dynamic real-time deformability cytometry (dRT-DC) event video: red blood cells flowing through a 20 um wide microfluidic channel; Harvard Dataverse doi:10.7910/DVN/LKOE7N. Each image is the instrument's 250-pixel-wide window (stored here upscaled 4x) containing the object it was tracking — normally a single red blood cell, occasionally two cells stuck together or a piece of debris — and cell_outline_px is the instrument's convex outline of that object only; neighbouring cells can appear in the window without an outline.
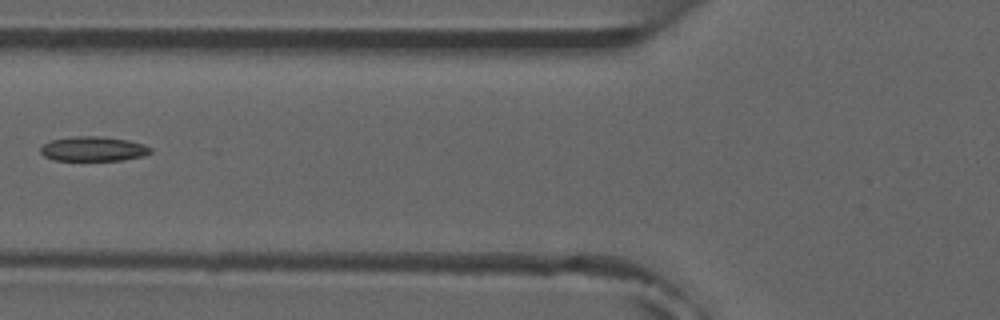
{"species": "common noctule bat (a hibernating species)", "species_latin": "Nyctalus noctula", "temperature_condition": "room temperature", "stored_images_in_passage": 7, "camera_frame_rate_fps": 3000, "um_per_image_px": 0.085, "animal": {"sex": "male", "forearm_length_mm": 52.5}, "frame": {"image": 1, "passage_image": 6, "time_ms": 5.667, "image_size_px": [1000, 320], "cell_outline_px": [[152, 152], [144, 156], [120, 160], [52, 160], [44, 156], [40, 152], [40, 148], [48, 140], [76, 136], [104, 136], [128, 140], [144, 144], [152, 148]], "centroid_in_image_um": [7.93, 12.64], "position_along_channel_um": 117.9, "area_um2": 15.95}}
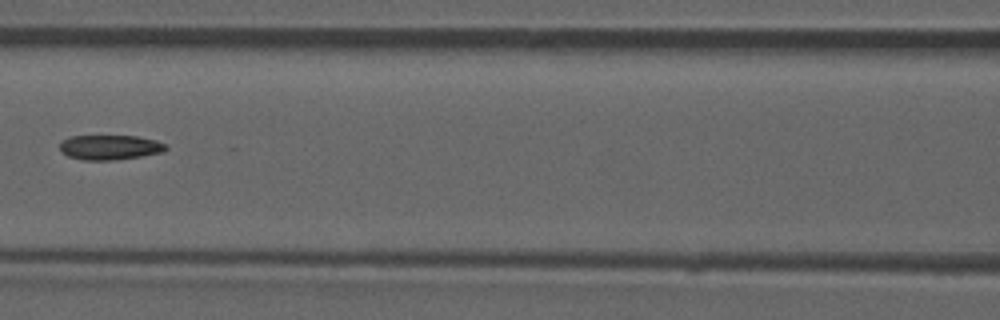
{"frame": {"image": 2, "passage_image": 7, "time_ms": 6.667, "image_size_px": [1000, 320], "cell_outline_px": [[168, 148], [164, 152], [116, 160], [84, 160], [68, 156], [60, 152], [60, 140], [68, 136], [136, 136], [156, 140], [168, 144]], "centroid_in_image_um": [9.34, 12.52], "position_along_channel_um": 157.3, "area_um2": 15.55}}